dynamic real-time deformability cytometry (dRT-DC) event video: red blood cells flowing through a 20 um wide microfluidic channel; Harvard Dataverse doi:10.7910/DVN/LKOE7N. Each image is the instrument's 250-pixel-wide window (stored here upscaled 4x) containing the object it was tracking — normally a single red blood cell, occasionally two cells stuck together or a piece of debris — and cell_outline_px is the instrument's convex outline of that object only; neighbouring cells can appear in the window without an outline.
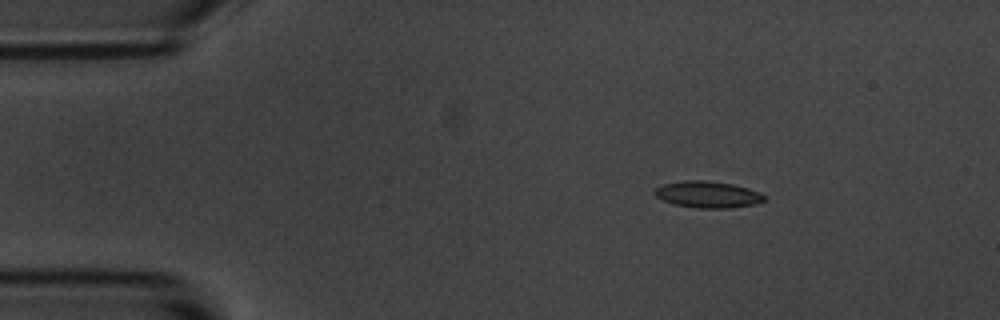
{"species": "common noctule bat (a hibernating species)", "species_latin": "Nyctalus noctula", "temperature_condition": "room temperature", "stored_images_in_passage": 49, "camera_frame_rate_fps": 3000, "um_per_image_px": 0.085, "animal": {"sex": "male", "body_mass_g": 20.1, "forearm_length_mm": 53.5}, "frame": {"image": 1, "passage_image": 2, "time_ms": 0.333, "image_size_px": [1000, 320], "cell_outline_px": [[768, 196], [764, 200], [756, 204], [728, 208], [696, 208], [676, 204], [664, 200], [656, 196], [652, 192], [656, 188], [664, 184], [684, 180], [708, 180], [732, 184], [748, 188], [760, 192]], "centroid_in_image_um": [60.19, 16.52], "position_along_channel_um": 24.8, "area_um2": 16.99}}
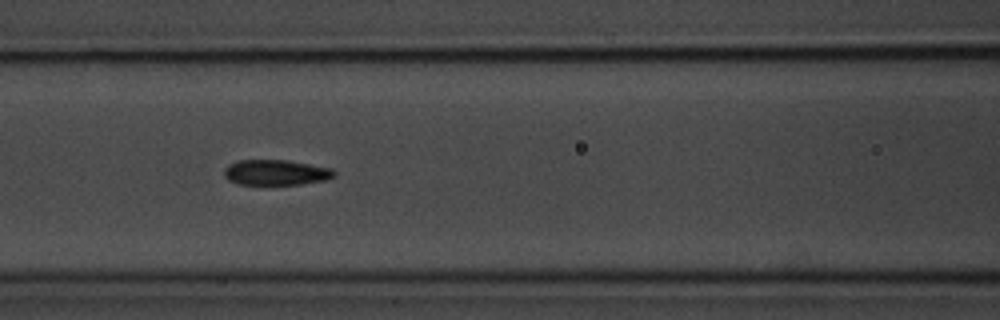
{"frame": {"image": 2, "passage_image": 17, "time_ms": 5.333, "image_size_px": [1000, 320], "cell_outline_px": [[336, 176], [324, 180], [300, 184], [236, 184], [228, 180], [224, 176], [224, 168], [228, 164], [240, 160], [288, 160], [332, 168], [336, 172]], "centroid_in_image_um": [23.44, 14.65], "position_along_channel_um": 143.2, "area_um2": 16.36}}
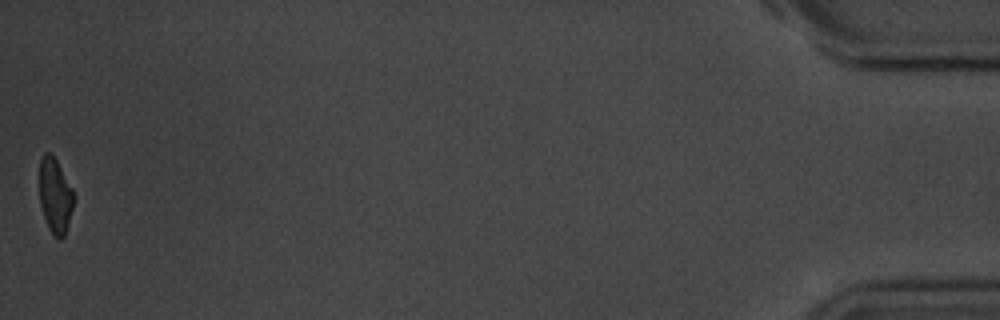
{"frame": {"image": 3, "passage_image": 49, "time_ms": 16.0, "image_size_px": [1000, 320], "cell_outline_px": [[76, 196], [64, 236], [60, 240], [52, 236], [48, 228], [40, 204], [40, 156], [44, 152], [52, 152], [72, 188]], "centroid_in_image_um": [4.69, 16.62], "position_along_channel_um": 430.5, "area_um2": 15.2}, "authors_computed_cell_mechanics": {"area_um2": 16.7042, "velocity_mm_per_s": 3.6132, "shape_relaxation_time_tau1_ms": 3.6406, "shape_relaxation_time_tau2_ms": 2.6656, "deformation_change_tau1": 0.1187, "deformation_change_tau2": 0.0654}}